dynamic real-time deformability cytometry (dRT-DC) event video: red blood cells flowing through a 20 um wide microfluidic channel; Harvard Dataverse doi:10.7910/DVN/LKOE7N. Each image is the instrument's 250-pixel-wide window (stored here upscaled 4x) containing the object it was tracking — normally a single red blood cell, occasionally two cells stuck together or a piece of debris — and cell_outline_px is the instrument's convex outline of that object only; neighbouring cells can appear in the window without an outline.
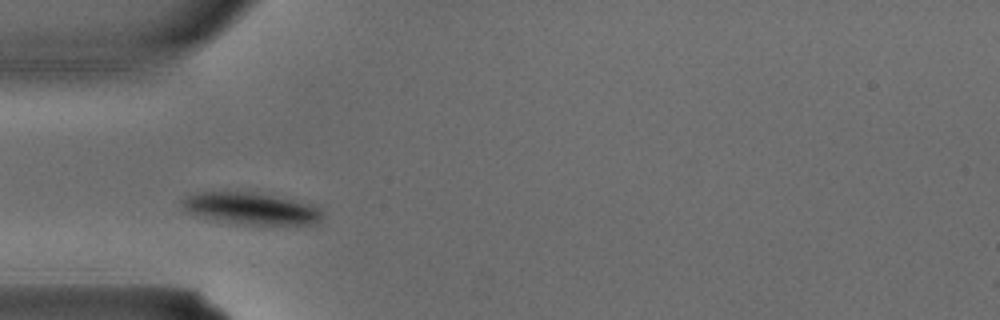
{"species": "common noctule bat (a hibernating species)", "species_latin": "Nyctalus noctula", "temperature_condition": "warm", "stored_images_in_passage": 1, "camera_frame_rate_fps": 3000, "um_per_image_px": 0.085, "animal": {"sex": "male", "body_mass_g": 15.6}, "frame": {"image": 1, "passage_image": 1, "time_ms": 0.0, "image_size_px": [1000, 320], "cell_outline_px": [[324, 216], [320, 220], [312, 224], [280, 228], [264, 228], [236, 224], [212, 220], [188, 212], [180, 204], [180, 200], [184, 196], [192, 192], [252, 192], [276, 196], [296, 200], [312, 204], [324, 212]], "centroid_in_image_um": [21.38, 17.79], "position_along_channel_um": 63.6, "area_um2": 27.63}}